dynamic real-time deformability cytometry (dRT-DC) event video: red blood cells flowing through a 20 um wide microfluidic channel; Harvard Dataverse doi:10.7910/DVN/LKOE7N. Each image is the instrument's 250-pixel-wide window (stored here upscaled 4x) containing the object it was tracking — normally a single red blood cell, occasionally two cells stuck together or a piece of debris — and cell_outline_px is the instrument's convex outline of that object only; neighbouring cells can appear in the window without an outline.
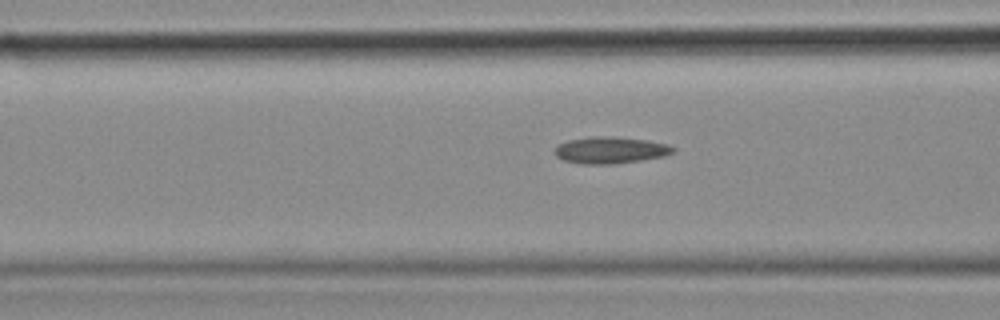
{"species": "common noctule bat (a hibernating species)", "species_latin": "Nyctalus noctula", "temperature_condition": "cold", "stored_images_in_passage": 36, "camera_frame_rate_fps": 3000, "um_per_image_px": 0.085, "animal": {"sex": "female", "body_mass_g": 18.4}, "frame": {"image": 1, "passage_image": 16, "time_ms": 5.0, "image_size_px": [1000, 320], "cell_outline_px": [[676, 148], [672, 152], [664, 156], [640, 160], [612, 164], [580, 164], [564, 160], [556, 156], [556, 148], [560, 144], [568, 140], [592, 136], [612, 136], [648, 140], [668, 144]], "centroid_in_image_um": [51.9, 12.75], "position_along_channel_um": 114.7, "area_um2": 18.32}}